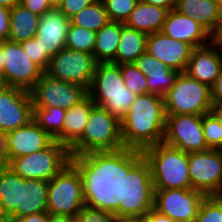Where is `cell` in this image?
<instances>
[{
	"mask_svg": "<svg viewBox=\"0 0 222 222\" xmlns=\"http://www.w3.org/2000/svg\"><path fill=\"white\" fill-rule=\"evenodd\" d=\"M121 22L109 21L96 32L93 56L98 63H115Z\"/></svg>",
	"mask_w": 222,
	"mask_h": 222,
	"instance_id": "obj_30",
	"label": "cell"
},
{
	"mask_svg": "<svg viewBox=\"0 0 222 222\" xmlns=\"http://www.w3.org/2000/svg\"><path fill=\"white\" fill-rule=\"evenodd\" d=\"M20 4L39 16L52 9L49 0H20Z\"/></svg>",
	"mask_w": 222,
	"mask_h": 222,
	"instance_id": "obj_42",
	"label": "cell"
},
{
	"mask_svg": "<svg viewBox=\"0 0 222 222\" xmlns=\"http://www.w3.org/2000/svg\"><path fill=\"white\" fill-rule=\"evenodd\" d=\"M125 86L136 95L147 94V78L134 63L121 64Z\"/></svg>",
	"mask_w": 222,
	"mask_h": 222,
	"instance_id": "obj_36",
	"label": "cell"
},
{
	"mask_svg": "<svg viewBox=\"0 0 222 222\" xmlns=\"http://www.w3.org/2000/svg\"><path fill=\"white\" fill-rule=\"evenodd\" d=\"M7 164V133L0 131V166Z\"/></svg>",
	"mask_w": 222,
	"mask_h": 222,
	"instance_id": "obj_47",
	"label": "cell"
},
{
	"mask_svg": "<svg viewBox=\"0 0 222 222\" xmlns=\"http://www.w3.org/2000/svg\"><path fill=\"white\" fill-rule=\"evenodd\" d=\"M121 122L101 107L95 106L82 136L69 148L70 156L123 149Z\"/></svg>",
	"mask_w": 222,
	"mask_h": 222,
	"instance_id": "obj_5",
	"label": "cell"
},
{
	"mask_svg": "<svg viewBox=\"0 0 222 222\" xmlns=\"http://www.w3.org/2000/svg\"><path fill=\"white\" fill-rule=\"evenodd\" d=\"M70 163L81 177L85 205L111 212L119 220L124 189V148L72 156Z\"/></svg>",
	"mask_w": 222,
	"mask_h": 222,
	"instance_id": "obj_1",
	"label": "cell"
},
{
	"mask_svg": "<svg viewBox=\"0 0 222 222\" xmlns=\"http://www.w3.org/2000/svg\"><path fill=\"white\" fill-rule=\"evenodd\" d=\"M193 49L189 43L170 38L162 31L147 37L146 52L179 73L185 72Z\"/></svg>",
	"mask_w": 222,
	"mask_h": 222,
	"instance_id": "obj_16",
	"label": "cell"
},
{
	"mask_svg": "<svg viewBox=\"0 0 222 222\" xmlns=\"http://www.w3.org/2000/svg\"><path fill=\"white\" fill-rule=\"evenodd\" d=\"M102 0H95L92 4L81 9L70 18V24L86 28L94 32L99 31L109 22Z\"/></svg>",
	"mask_w": 222,
	"mask_h": 222,
	"instance_id": "obj_33",
	"label": "cell"
},
{
	"mask_svg": "<svg viewBox=\"0 0 222 222\" xmlns=\"http://www.w3.org/2000/svg\"><path fill=\"white\" fill-rule=\"evenodd\" d=\"M213 1H216V2H218V3H219L220 8H221V11H222V0H213Z\"/></svg>",
	"mask_w": 222,
	"mask_h": 222,
	"instance_id": "obj_57",
	"label": "cell"
},
{
	"mask_svg": "<svg viewBox=\"0 0 222 222\" xmlns=\"http://www.w3.org/2000/svg\"><path fill=\"white\" fill-rule=\"evenodd\" d=\"M145 3L152 4L156 7H160L171 11L175 7L176 0H141Z\"/></svg>",
	"mask_w": 222,
	"mask_h": 222,
	"instance_id": "obj_49",
	"label": "cell"
},
{
	"mask_svg": "<svg viewBox=\"0 0 222 222\" xmlns=\"http://www.w3.org/2000/svg\"><path fill=\"white\" fill-rule=\"evenodd\" d=\"M64 0H49L50 5L52 8H59L60 5L63 3Z\"/></svg>",
	"mask_w": 222,
	"mask_h": 222,
	"instance_id": "obj_54",
	"label": "cell"
},
{
	"mask_svg": "<svg viewBox=\"0 0 222 222\" xmlns=\"http://www.w3.org/2000/svg\"><path fill=\"white\" fill-rule=\"evenodd\" d=\"M211 43L220 48L222 47V15L216 29L211 33Z\"/></svg>",
	"mask_w": 222,
	"mask_h": 222,
	"instance_id": "obj_48",
	"label": "cell"
},
{
	"mask_svg": "<svg viewBox=\"0 0 222 222\" xmlns=\"http://www.w3.org/2000/svg\"><path fill=\"white\" fill-rule=\"evenodd\" d=\"M10 33V9L0 5V41L8 40Z\"/></svg>",
	"mask_w": 222,
	"mask_h": 222,
	"instance_id": "obj_43",
	"label": "cell"
},
{
	"mask_svg": "<svg viewBox=\"0 0 222 222\" xmlns=\"http://www.w3.org/2000/svg\"><path fill=\"white\" fill-rule=\"evenodd\" d=\"M174 10L191 16L210 33L216 29L222 15L219 3L213 0H176Z\"/></svg>",
	"mask_w": 222,
	"mask_h": 222,
	"instance_id": "obj_23",
	"label": "cell"
},
{
	"mask_svg": "<svg viewBox=\"0 0 222 222\" xmlns=\"http://www.w3.org/2000/svg\"><path fill=\"white\" fill-rule=\"evenodd\" d=\"M148 35L121 23V35L115 57V64L134 63L146 52Z\"/></svg>",
	"mask_w": 222,
	"mask_h": 222,
	"instance_id": "obj_28",
	"label": "cell"
},
{
	"mask_svg": "<svg viewBox=\"0 0 222 222\" xmlns=\"http://www.w3.org/2000/svg\"><path fill=\"white\" fill-rule=\"evenodd\" d=\"M21 46L25 51L27 57L34 62L43 72H45L49 66L50 58L43 53L40 47L39 41L35 38L21 42Z\"/></svg>",
	"mask_w": 222,
	"mask_h": 222,
	"instance_id": "obj_39",
	"label": "cell"
},
{
	"mask_svg": "<svg viewBox=\"0 0 222 222\" xmlns=\"http://www.w3.org/2000/svg\"><path fill=\"white\" fill-rule=\"evenodd\" d=\"M188 163L191 189L218 196L222 191V150L188 153Z\"/></svg>",
	"mask_w": 222,
	"mask_h": 222,
	"instance_id": "obj_11",
	"label": "cell"
},
{
	"mask_svg": "<svg viewBox=\"0 0 222 222\" xmlns=\"http://www.w3.org/2000/svg\"><path fill=\"white\" fill-rule=\"evenodd\" d=\"M48 184L46 180L23 179L20 176L19 206L15 207V217L48 212Z\"/></svg>",
	"mask_w": 222,
	"mask_h": 222,
	"instance_id": "obj_22",
	"label": "cell"
},
{
	"mask_svg": "<svg viewBox=\"0 0 222 222\" xmlns=\"http://www.w3.org/2000/svg\"><path fill=\"white\" fill-rule=\"evenodd\" d=\"M74 222H118V219L111 212L85 205L75 216Z\"/></svg>",
	"mask_w": 222,
	"mask_h": 222,
	"instance_id": "obj_40",
	"label": "cell"
},
{
	"mask_svg": "<svg viewBox=\"0 0 222 222\" xmlns=\"http://www.w3.org/2000/svg\"><path fill=\"white\" fill-rule=\"evenodd\" d=\"M211 100L212 103L222 102V69L215 83L211 87Z\"/></svg>",
	"mask_w": 222,
	"mask_h": 222,
	"instance_id": "obj_46",
	"label": "cell"
},
{
	"mask_svg": "<svg viewBox=\"0 0 222 222\" xmlns=\"http://www.w3.org/2000/svg\"><path fill=\"white\" fill-rule=\"evenodd\" d=\"M134 64L147 78V93L157 94L162 97L174 85L175 79L179 74L178 71L171 69L147 52L142 53Z\"/></svg>",
	"mask_w": 222,
	"mask_h": 222,
	"instance_id": "obj_21",
	"label": "cell"
},
{
	"mask_svg": "<svg viewBox=\"0 0 222 222\" xmlns=\"http://www.w3.org/2000/svg\"><path fill=\"white\" fill-rule=\"evenodd\" d=\"M3 55L5 85L30 91L44 72L27 57L21 43L4 40Z\"/></svg>",
	"mask_w": 222,
	"mask_h": 222,
	"instance_id": "obj_14",
	"label": "cell"
},
{
	"mask_svg": "<svg viewBox=\"0 0 222 222\" xmlns=\"http://www.w3.org/2000/svg\"><path fill=\"white\" fill-rule=\"evenodd\" d=\"M162 32L170 38L189 43L194 48L211 43V33L196 22L191 16H187L172 9L168 11Z\"/></svg>",
	"mask_w": 222,
	"mask_h": 222,
	"instance_id": "obj_20",
	"label": "cell"
},
{
	"mask_svg": "<svg viewBox=\"0 0 222 222\" xmlns=\"http://www.w3.org/2000/svg\"><path fill=\"white\" fill-rule=\"evenodd\" d=\"M3 41H0V76L3 74L4 57H3Z\"/></svg>",
	"mask_w": 222,
	"mask_h": 222,
	"instance_id": "obj_53",
	"label": "cell"
},
{
	"mask_svg": "<svg viewBox=\"0 0 222 222\" xmlns=\"http://www.w3.org/2000/svg\"><path fill=\"white\" fill-rule=\"evenodd\" d=\"M131 92L124 83L121 64L98 63L87 94Z\"/></svg>",
	"mask_w": 222,
	"mask_h": 222,
	"instance_id": "obj_26",
	"label": "cell"
},
{
	"mask_svg": "<svg viewBox=\"0 0 222 222\" xmlns=\"http://www.w3.org/2000/svg\"><path fill=\"white\" fill-rule=\"evenodd\" d=\"M33 107H60L68 110L87 96V90L77 84L53 79L43 73L30 90Z\"/></svg>",
	"mask_w": 222,
	"mask_h": 222,
	"instance_id": "obj_13",
	"label": "cell"
},
{
	"mask_svg": "<svg viewBox=\"0 0 222 222\" xmlns=\"http://www.w3.org/2000/svg\"><path fill=\"white\" fill-rule=\"evenodd\" d=\"M141 222H176L166 215H163L156 211L154 208L151 209L142 219Z\"/></svg>",
	"mask_w": 222,
	"mask_h": 222,
	"instance_id": "obj_45",
	"label": "cell"
},
{
	"mask_svg": "<svg viewBox=\"0 0 222 222\" xmlns=\"http://www.w3.org/2000/svg\"><path fill=\"white\" fill-rule=\"evenodd\" d=\"M162 142L186 153L209 150L204 138L202 115H166Z\"/></svg>",
	"mask_w": 222,
	"mask_h": 222,
	"instance_id": "obj_10",
	"label": "cell"
},
{
	"mask_svg": "<svg viewBox=\"0 0 222 222\" xmlns=\"http://www.w3.org/2000/svg\"><path fill=\"white\" fill-rule=\"evenodd\" d=\"M221 69L222 50L220 47L209 43L193 49L185 73L211 88Z\"/></svg>",
	"mask_w": 222,
	"mask_h": 222,
	"instance_id": "obj_19",
	"label": "cell"
},
{
	"mask_svg": "<svg viewBox=\"0 0 222 222\" xmlns=\"http://www.w3.org/2000/svg\"><path fill=\"white\" fill-rule=\"evenodd\" d=\"M70 26L68 19L58 8H52L40 16L35 35L44 54L50 59L65 48Z\"/></svg>",
	"mask_w": 222,
	"mask_h": 222,
	"instance_id": "obj_17",
	"label": "cell"
},
{
	"mask_svg": "<svg viewBox=\"0 0 222 222\" xmlns=\"http://www.w3.org/2000/svg\"><path fill=\"white\" fill-rule=\"evenodd\" d=\"M65 114L60 107H33V120L60 144Z\"/></svg>",
	"mask_w": 222,
	"mask_h": 222,
	"instance_id": "obj_32",
	"label": "cell"
},
{
	"mask_svg": "<svg viewBox=\"0 0 222 222\" xmlns=\"http://www.w3.org/2000/svg\"><path fill=\"white\" fill-rule=\"evenodd\" d=\"M48 213L72 218L85 206L78 170L67 164L48 184Z\"/></svg>",
	"mask_w": 222,
	"mask_h": 222,
	"instance_id": "obj_8",
	"label": "cell"
},
{
	"mask_svg": "<svg viewBox=\"0 0 222 222\" xmlns=\"http://www.w3.org/2000/svg\"><path fill=\"white\" fill-rule=\"evenodd\" d=\"M0 222H8L7 219L0 218Z\"/></svg>",
	"mask_w": 222,
	"mask_h": 222,
	"instance_id": "obj_58",
	"label": "cell"
},
{
	"mask_svg": "<svg viewBox=\"0 0 222 222\" xmlns=\"http://www.w3.org/2000/svg\"><path fill=\"white\" fill-rule=\"evenodd\" d=\"M202 125L207 147L222 150V121L210 111L202 115Z\"/></svg>",
	"mask_w": 222,
	"mask_h": 222,
	"instance_id": "obj_35",
	"label": "cell"
},
{
	"mask_svg": "<svg viewBox=\"0 0 222 222\" xmlns=\"http://www.w3.org/2000/svg\"><path fill=\"white\" fill-rule=\"evenodd\" d=\"M40 16L23 5L16 4L10 9V33L8 40L21 43L35 37Z\"/></svg>",
	"mask_w": 222,
	"mask_h": 222,
	"instance_id": "obj_29",
	"label": "cell"
},
{
	"mask_svg": "<svg viewBox=\"0 0 222 222\" xmlns=\"http://www.w3.org/2000/svg\"><path fill=\"white\" fill-rule=\"evenodd\" d=\"M166 115H203L212 111L211 88L180 72L164 96Z\"/></svg>",
	"mask_w": 222,
	"mask_h": 222,
	"instance_id": "obj_6",
	"label": "cell"
},
{
	"mask_svg": "<svg viewBox=\"0 0 222 222\" xmlns=\"http://www.w3.org/2000/svg\"><path fill=\"white\" fill-rule=\"evenodd\" d=\"M195 222H222V200L206 196L201 202Z\"/></svg>",
	"mask_w": 222,
	"mask_h": 222,
	"instance_id": "obj_38",
	"label": "cell"
},
{
	"mask_svg": "<svg viewBox=\"0 0 222 222\" xmlns=\"http://www.w3.org/2000/svg\"><path fill=\"white\" fill-rule=\"evenodd\" d=\"M52 138L34 120L7 133V163L12 158L32 154L47 148Z\"/></svg>",
	"mask_w": 222,
	"mask_h": 222,
	"instance_id": "obj_18",
	"label": "cell"
},
{
	"mask_svg": "<svg viewBox=\"0 0 222 222\" xmlns=\"http://www.w3.org/2000/svg\"><path fill=\"white\" fill-rule=\"evenodd\" d=\"M47 222H74V218L66 215H54L48 213Z\"/></svg>",
	"mask_w": 222,
	"mask_h": 222,
	"instance_id": "obj_50",
	"label": "cell"
},
{
	"mask_svg": "<svg viewBox=\"0 0 222 222\" xmlns=\"http://www.w3.org/2000/svg\"><path fill=\"white\" fill-rule=\"evenodd\" d=\"M98 62L92 54L63 48L54 55L44 72L53 79L90 87Z\"/></svg>",
	"mask_w": 222,
	"mask_h": 222,
	"instance_id": "obj_9",
	"label": "cell"
},
{
	"mask_svg": "<svg viewBox=\"0 0 222 222\" xmlns=\"http://www.w3.org/2000/svg\"><path fill=\"white\" fill-rule=\"evenodd\" d=\"M118 222H141L140 220H118Z\"/></svg>",
	"mask_w": 222,
	"mask_h": 222,
	"instance_id": "obj_55",
	"label": "cell"
},
{
	"mask_svg": "<svg viewBox=\"0 0 222 222\" xmlns=\"http://www.w3.org/2000/svg\"><path fill=\"white\" fill-rule=\"evenodd\" d=\"M167 13L166 9L139 0L124 24L148 35L162 31Z\"/></svg>",
	"mask_w": 222,
	"mask_h": 222,
	"instance_id": "obj_25",
	"label": "cell"
},
{
	"mask_svg": "<svg viewBox=\"0 0 222 222\" xmlns=\"http://www.w3.org/2000/svg\"><path fill=\"white\" fill-rule=\"evenodd\" d=\"M69 149L54 140L47 148L12 158L6 165L23 179L50 181L70 163Z\"/></svg>",
	"mask_w": 222,
	"mask_h": 222,
	"instance_id": "obj_7",
	"label": "cell"
},
{
	"mask_svg": "<svg viewBox=\"0 0 222 222\" xmlns=\"http://www.w3.org/2000/svg\"><path fill=\"white\" fill-rule=\"evenodd\" d=\"M20 0H0V5L11 9L16 4H19Z\"/></svg>",
	"mask_w": 222,
	"mask_h": 222,
	"instance_id": "obj_52",
	"label": "cell"
},
{
	"mask_svg": "<svg viewBox=\"0 0 222 222\" xmlns=\"http://www.w3.org/2000/svg\"><path fill=\"white\" fill-rule=\"evenodd\" d=\"M96 32L70 24L65 47L93 55Z\"/></svg>",
	"mask_w": 222,
	"mask_h": 222,
	"instance_id": "obj_34",
	"label": "cell"
},
{
	"mask_svg": "<svg viewBox=\"0 0 222 222\" xmlns=\"http://www.w3.org/2000/svg\"><path fill=\"white\" fill-rule=\"evenodd\" d=\"M19 195L20 176L6 164L0 166V218H15Z\"/></svg>",
	"mask_w": 222,
	"mask_h": 222,
	"instance_id": "obj_27",
	"label": "cell"
},
{
	"mask_svg": "<svg viewBox=\"0 0 222 222\" xmlns=\"http://www.w3.org/2000/svg\"><path fill=\"white\" fill-rule=\"evenodd\" d=\"M94 104L116 116L120 121L128 112L137 95L131 92L87 94Z\"/></svg>",
	"mask_w": 222,
	"mask_h": 222,
	"instance_id": "obj_31",
	"label": "cell"
},
{
	"mask_svg": "<svg viewBox=\"0 0 222 222\" xmlns=\"http://www.w3.org/2000/svg\"><path fill=\"white\" fill-rule=\"evenodd\" d=\"M155 189L142 151L124 148L123 203L119 220H140L154 208Z\"/></svg>",
	"mask_w": 222,
	"mask_h": 222,
	"instance_id": "obj_3",
	"label": "cell"
},
{
	"mask_svg": "<svg viewBox=\"0 0 222 222\" xmlns=\"http://www.w3.org/2000/svg\"><path fill=\"white\" fill-rule=\"evenodd\" d=\"M95 106L87 95L77 105L66 110L62 128V144L68 149L82 136L91 110Z\"/></svg>",
	"mask_w": 222,
	"mask_h": 222,
	"instance_id": "obj_24",
	"label": "cell"
},
{
	"mask_svg": "<svg viewBox=\"0 0 222 222\" xmlns=\"http://www.w3.org/2000/svg\"><path fill=\"white\" fill-rule=\"evenodd\" d=\"M48 212L35 213L20 218H7L8 222H47Z\"/></svg>",
	"mask_w": 222,
	"mask_h": 222,
	"instance_id": "obj_44",
	"label": "cell"
},
{
	"mask_svg": "<svg viewBox=\"0 0 222 222\" xmlns=\"http://www.w3.org/2000/svg\"><path fill=\"white\" fill-rule=\"evenodd\" d=\"M110 21L125 23L139 0H102Z\"/></svg>",
	"mask_w": 222,
	"mask_h": 222,
	"instance_id": "obj_37",
	"label": "cell"
},
{
	"mask_svg": "<svg viewBox=\"0 0 222 222\" xmlns=\"http://www.w3.org/2000/svg\"><path fill=\"white\" fill-rule=\"evenodd\" d=\"M95 0H64L58 8L68 19L73 17L84 7L89 6Z\"/></svg>",
	"mask_w": 222,
	"mask_h": 222,
	"instance_id": "obj_41",
	"label": "cell"
},
{
	"mask_svg": "<svg viewBox=\"0 0 222 222\" xmlns=\"http://www.w3.org/2000/svg\"><path fill=\"white\" fill-rule=\"evenodd\" d=\"M212 112L222 121V102L213 103Z\"/></svg>",
	"mask_w": 222,
	"mask_h": 222,
	"instance_id": "obj_51",
	"label": "cell"
},
{
	"mask_svg": "<svg viewBox=\"0 0 222 222\" xmlns=\"http://www.w3.org/2000/svg\"><path fill=\"white\" fill-rule=\"evenodd\" d=\"M205 197L195 189H155L154 209L176 222H195Z\"/></svg>",
	"mask_w": 222,
	"mask_h": 222,
	"instance_id": "obj_12",
	"label": "cell"
},
{
	"mask_svg": "<svg viewBox=\"0 0 222 222\" xmlns=\"http://www.w3.org/2000/svg\"><path fill=\"white\" fill-rule=\"evenodd\" d=\"M120 122L125 148L143 151L161 143L166 122L164 97L153 93L137 95Z\"/></svg>",
	"mask_w": 222,
	"mask_h": 222,
	"instance_id": "obj_2",
	"label": "cell"
},
{
	"mask_svg": "<svg viewBox=\"0 0 222 222\" xmlns=\"http://www.w3.org/2000/svg\"><path fill=\"white\" fill-rule=\"evenodd\" d=\"M6 85L3 82L2 76H0V88H4Z\"/></svg>",
	"mask_w": 222,
	"mask_h": 222,
	"instance_id": "obj_56",
	"label": "cell"
},
{
	"mask_svg": "<svg viewBox=\"0 0 222 222\" xmlns=\"http://www.w3.org/2000/svg\"><path fill=\"white\" fill-rule=\"evenodd\" d=\"M33 120V102L28 90L5 86L0 91V131L10 132Z\"/></svg>",
	"mask_w": 222,
	"mask_h": 222,
	"instance_id": "obj_15",
	"label": "cell"
},
{
	"mask_svg": "<svg viewBox=\"0 0 222 222\" xmlns=\"http://www.w3.org/2000/svg\"><path fill=\"white\" fill-rule=\"evenodd\" d=\"M218 197L222 200V191H221V193L218 195Z\"/></svg>",
	"mask_w": 222,
	"mask_h": 222,
	"instance_id": "obj_59",
	"label": "cell"
},
{
	"mask_svg": "<svg viewBox=\"0 0 222 222\" xmlns=\"http://www.w3.org/2000/svg\"><path fill=\"white\" fill-rule=\"evenodd\" d=\"M142 153L149 164L154 189H191L188 153L163 142Z\"/></svg>",
	"mask_w": 222,
	"mask_h": 222,
	"instance_id": "obj_4",
	"label": "cell"
}]
</instances>
